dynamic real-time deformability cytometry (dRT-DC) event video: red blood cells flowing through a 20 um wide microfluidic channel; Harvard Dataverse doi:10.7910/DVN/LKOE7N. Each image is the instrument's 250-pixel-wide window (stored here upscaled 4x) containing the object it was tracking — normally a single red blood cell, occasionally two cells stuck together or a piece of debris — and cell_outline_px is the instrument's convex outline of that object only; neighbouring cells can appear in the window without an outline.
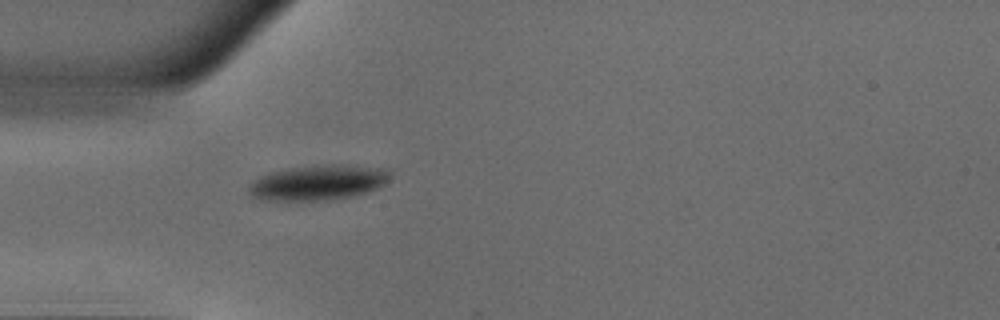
{"species": "common noctule bat (a hibernating species)", "species_latin": "Nyctalus noctula", "temperature_condition": "warm", "stored_images_in_passage": 37, "camera_frame_rate_fps": 3000, "um_per_image_px": 0.085, "animal": {"sex": "male", "body_mass_g": 18.8}, "frame": {"image": 1, "passage_image": 1, "time_ms": 0.0, "image_size_px": [1000, 320], "cell_outline_px": [[392, 172], [388, 180], [380, 188], [368, 192], [328, 200], [260, 200], [252, 196], [248, 192], [248, 184], [260, 176], [268, 172], [288, 168], [332, 164], [356, 164], [392, 168]], "centroid_in_image_um": [27.1, 15.49], "position_along_channel_um": 57.9, "area_um2": 29.54}}
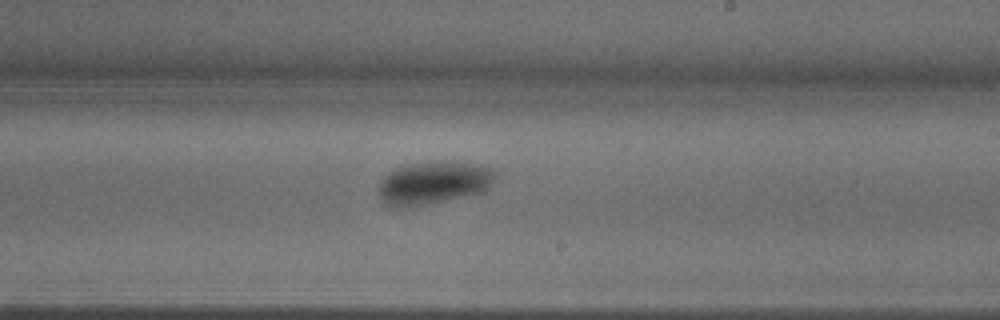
{"frame": {"image": 2, "passage_image": 16, "time_ms": 5.0, "image_size_px": [1000, 320], "cell_outline_px": [[492, 180], [488, 188], [484, 192], [408, 208], [388, 208], [380, 200], [380, 180], [392, 168], [404, 164], [436, 160], [452, 160], [492, 168]], "centroid_in_image_um": [36.75, 15.53], "position_along_channel_um": 252.3, "area_um2": 29.65}}
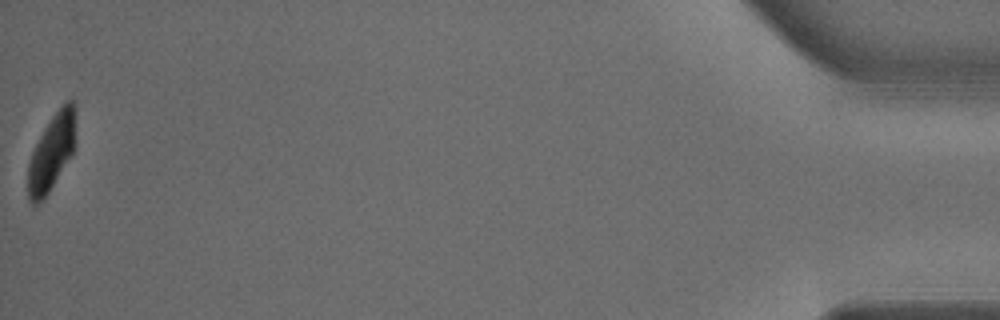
{"frame": {"image": 3, "passage_image": 37, "time_ms": 12.0, "image_size_px": [1000, 320], "cell_outline_px": [[76, 148], [44, 200], [36, 204], [32, 204], [28, 200], [28, 164], [32, 152], [44, 128], [52, 116], [68, 100], [72, 100], [76, 104]], "centroid_in_image_um": [4.43, 12.94], "position_along_channel_um": 430.8, "area_um2": 21.56}, "authors_computed_cell_mechanics": {"area_um2": 28.322, "velocity_mm_per_s": 3.9406, "shape_relaxation_time_tau1_ms": 3.0456, "shape_relaxation_time_tau2_ms": 2.0434, "deformation_change_tau1": 0.1482, "deformation_change_tau2": 0.0432}}